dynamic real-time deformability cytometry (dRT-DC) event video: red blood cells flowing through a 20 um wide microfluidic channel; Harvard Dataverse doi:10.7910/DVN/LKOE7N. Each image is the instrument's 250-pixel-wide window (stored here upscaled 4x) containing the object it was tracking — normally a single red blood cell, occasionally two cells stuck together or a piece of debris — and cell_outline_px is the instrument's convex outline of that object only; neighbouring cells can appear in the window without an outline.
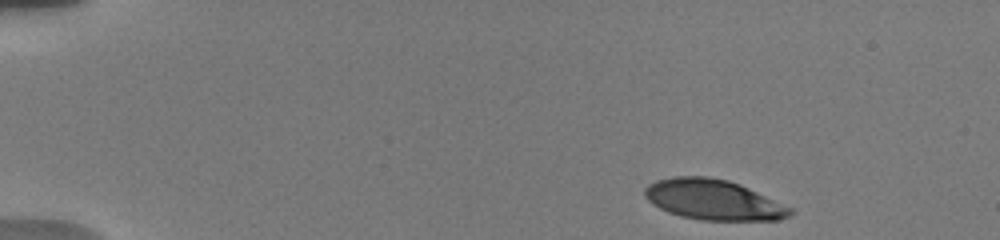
{"species": "human", "species_latin": "Homo sapiens", "temperature_condition": "warm", "stored_images_in_passage": 11, "camera_frame_rate_fps": 3000, "um_per_image_px": 0.085, "donor": {"sex": "male"}, "frame": {"image": 1, "passage_image": 1, "time_ms": 0.0, "image_size_px": [1000, 240], "cell_outline_px": [[792, 212], [788, 216], [780, 220], [700, 220], [680, 216], [668, 212], [652, 204], [644, 196], [644, 188], [648, 184], [656, 180], [672, 176], [708, 176], [728, 180], [740, 184], [792, 208]], "centroid_in_image_um": [60.59, 16.97], "position_along_channel_um": 24.4, "area_um2": 34.22}}
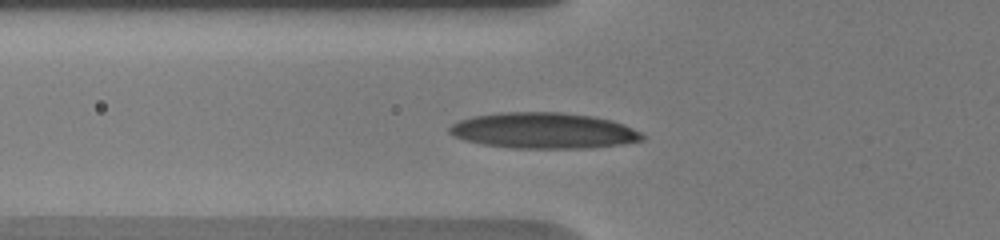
{"frame": {"image": 2, "passage_image": 7, "time_ms": 4.333, "image_size_px": [1000, 240], "cell_outline_px": [[644, 140], [620, 144], [584, 148], [512, 148], [480, 144], [464, 140], [452, 136], [448, 132], [448, 128], [452, 124], [460, 120], [472, 116], [500, 112], [560, 112], [592, 116], [612, 120], [624, 124], [640, 132], [644, 136]], "centroid_in_image_um": [46.16, 11.1], "position_along_channel_um": 79.6, "area_um2": 40.4}}
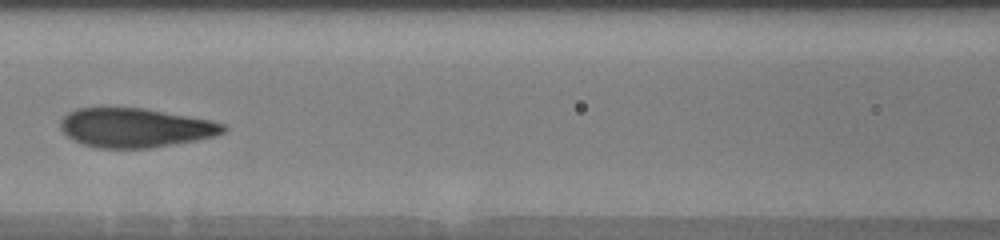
{"frame": {"image": 3, "passage_image": 10, "time_ms": 6.333, "image_size_px": [1000, 240], "cell_outline_px": [[228, 128], [224, 132], [216, 136], [196, 140], [148, 148], [96, 148], [80, 144], [72, 140], [60, 128], [60, 120], [68, 112], [76, 108], [144, 108], [208, 120], [224, 124]], "centroid_in_image_um": [11.45, 10.86], "position_along_channel_um": 155.1, "area_um2": 37.11}}